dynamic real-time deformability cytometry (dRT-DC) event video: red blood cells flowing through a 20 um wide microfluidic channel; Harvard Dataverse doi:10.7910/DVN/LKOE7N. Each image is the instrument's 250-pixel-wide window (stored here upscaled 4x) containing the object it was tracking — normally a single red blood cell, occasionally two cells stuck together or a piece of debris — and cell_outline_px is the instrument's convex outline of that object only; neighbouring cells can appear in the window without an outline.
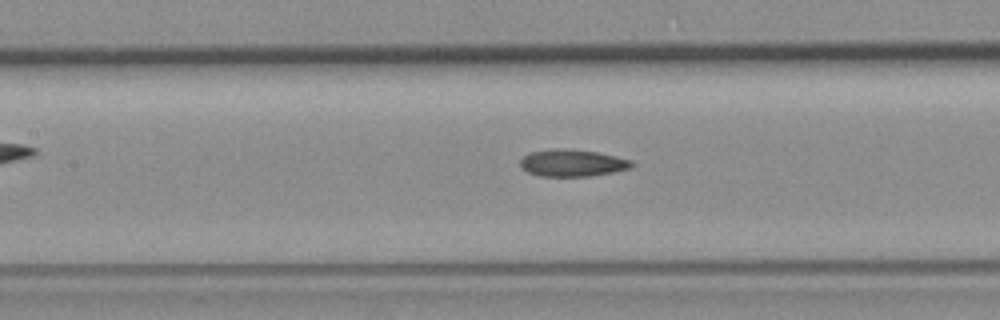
{"species": "common noctule bat (a hibernating species)", "species_latin": "Nyctalus noctula", "temperature_condition": "room temperature", "stored_images_in_passage": 9, "segment_of_instrument_passage": [1, 2], "camera_frame_rate_fps": 3000, "um_per_image_px": 0.085, "animal": {"sex": "female", "body_mass_g": 19.3, "forearm_length_mm": 54.1}, "frame": {"image": 1, "passage_image": 7, "time_ms": 8.0, "image_size_px": [1000, 320], "cell_outline_px": [[636, 164], [632, 168], [612, 172], [588, 176], [540, 176], [528, 172], [520, 168], [520, 160], [528, 152], [556, 148], [564, 148], [596, 152], [616, 156], [632, 160]], "centroid_in_image_um": [48.65, 13.85], "position_along_channel_um": 158.8, "area_um2": 17.69}}
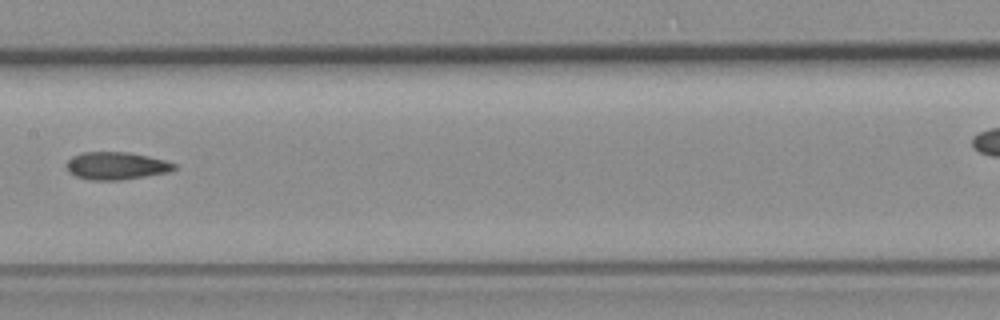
{"frame": {"image": 2, "passage_image": 8, "time_ms": 9.0, "image_size_px": [1000, 320], "cell_outline_px": [[176, 168], [168, 172], [120, 180], [88, 180], [76, 176], [68, 172], [64, 164], [72, 156], [84, 152], [128, 152], [148, 156], [164, 160], [176, 164]], "centroid_in_image_um": [9.83, 14.09], "position_along_channel_um": 197.6, "area_um2": 17.34}}